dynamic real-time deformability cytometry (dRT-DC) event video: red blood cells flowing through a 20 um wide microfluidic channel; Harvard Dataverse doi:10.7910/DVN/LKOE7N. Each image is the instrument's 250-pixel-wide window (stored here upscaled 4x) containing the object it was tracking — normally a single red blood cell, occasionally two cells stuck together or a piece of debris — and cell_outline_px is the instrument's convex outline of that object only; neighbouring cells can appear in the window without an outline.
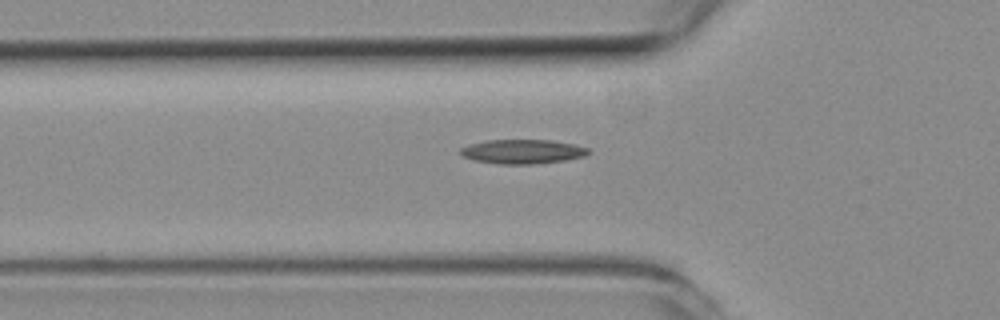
{"species": "common noctule bat (a hibernating species)", "species_latin": "Nyctalus noctula", "temperature_condition": "room temperature", "stored_images_in_passage": 40, "camera_frame_rate_fps": 3000, "um_per_image_px": 0.085, "animal": {"sex": "female", "body_mass_g": 19.3, "forearm_length_mm": 54.1}, "frame": {"image": 1, "passage_image": 12, "time_ms": 3.667, "image_size_px": [1000, 320], "cell_outline_px": [[592, 152], [584, 156], [564, 160], [536, 164], [500, 164], [476, 160], [464, 156], [460, 152], [460, 148], [468, 144], [488, 140], [552, 140], [576, 144], [588, 148]], "centroid_in_image_um": [44.46, 12.87], "position_along_channel_um": 81.3, "area_um2": 18.09}}
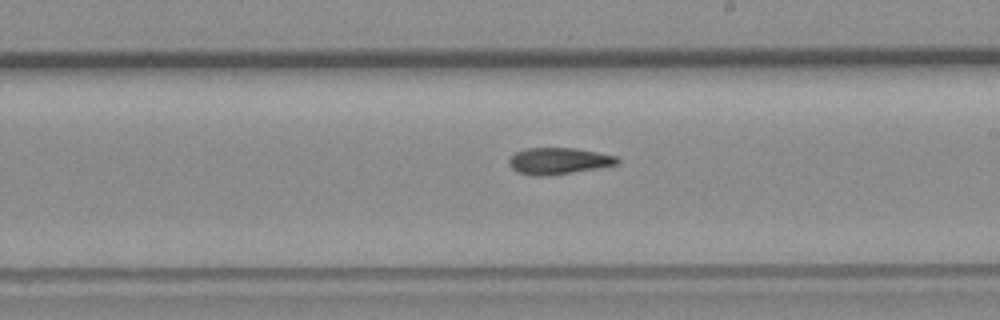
{"frame": {"image": 2, "passage_image": 24, "time_ms": 7.667, "image_size_px": [1000, 320], "cell_outline_px": [[620, 160], [616, 164], [596, 168], [572, 172], [544, 176], [536, 176], [516, 172], [508, 164], [508, 160], [516, 152], [528, 148], [572, 148], [596, 152], [616, 156]], "centroid_in_image_um": [47.43, 13.68], "position_along_channel_um": 241.6, "area_um2": 16.47}}
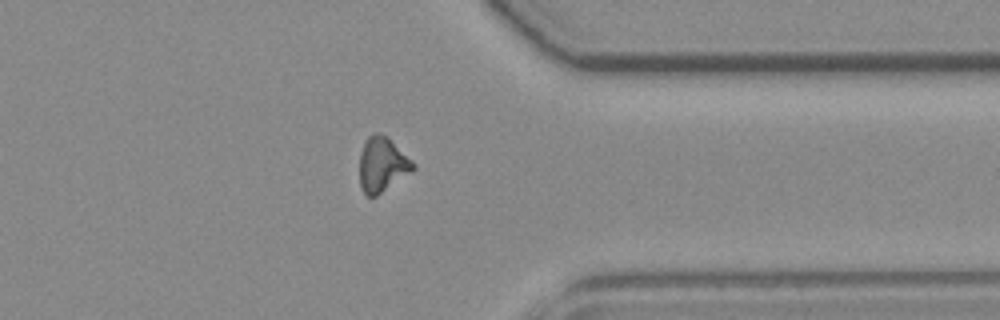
{"frame": {"image": 3, "passage_image": 35, "time_ms": 11.333, "image_size_px": [1000, 320], "cell_outline_px": [[416, 168], [376, 196], [368, 196], [364, 192], [360, 184], [360, 152], [368, 136], [376, 132], [388, 136], [416, 164]], "centroid_in_image_um": [32.5, 13.96], "position_along_channel_um": 378.9, "area_um2": 16.94}}